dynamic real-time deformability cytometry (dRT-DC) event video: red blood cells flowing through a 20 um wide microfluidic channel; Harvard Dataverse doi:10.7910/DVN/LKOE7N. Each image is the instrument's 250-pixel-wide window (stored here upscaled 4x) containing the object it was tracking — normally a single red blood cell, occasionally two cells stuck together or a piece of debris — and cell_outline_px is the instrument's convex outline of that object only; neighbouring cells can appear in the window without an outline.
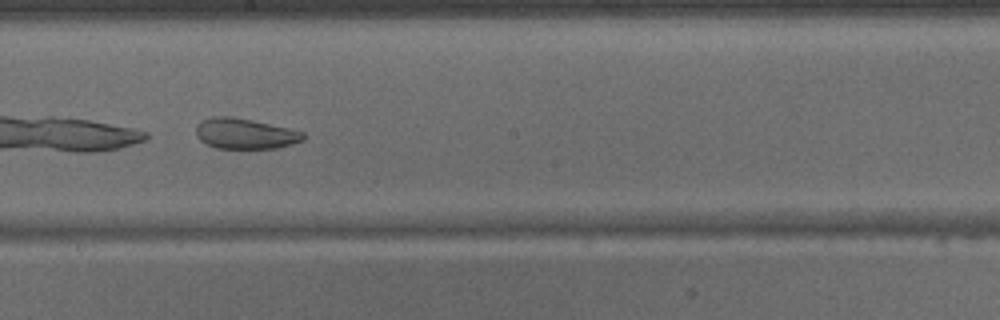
{"species": "common noctule bat (a hibernating species)", "species_latin": "Nyctalus noctula", "temperature_condition": "warm", "stored_images_in_passage": 43, "camera_frame_rate_fps": 3000, "um_per_image_px": 0.085, "animal": {"sex": "male", "body_mass_g": 15.6}, "frame": {"image": 1, "passage_image": 25, "time_ms": 8.0, "image_size_px": [1000, 320], "cell_outline_px": [[304, 140], [280, 148], [216, 148], [200, 140], [196, 136], [196, 128], [204, 120], [212, 116], [232, 116], [252, 120], [288, 128], [304, 132]], "centroid_in_image_um": [20.85, 11.36], "position_along_channel_um": 227.4, "area_um2": 18.96}}